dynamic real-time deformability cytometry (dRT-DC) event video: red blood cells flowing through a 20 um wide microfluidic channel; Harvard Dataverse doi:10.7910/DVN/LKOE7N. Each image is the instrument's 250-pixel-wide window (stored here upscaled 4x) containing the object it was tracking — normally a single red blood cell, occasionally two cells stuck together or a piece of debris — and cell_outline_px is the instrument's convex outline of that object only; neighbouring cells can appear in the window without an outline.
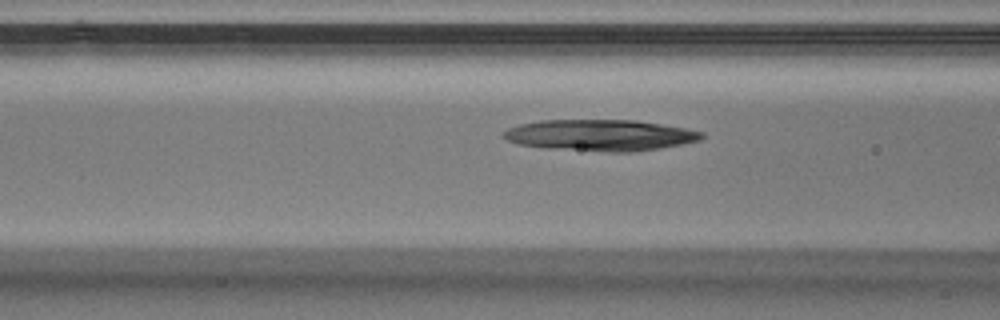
{"species": "Egyptian fruit bat (a non-hibernating species)", "species_latin": "Rousettus aegyptiacus", "temperature_condition": "warm", "stored_images_in_passage": 13, "camera_frame_rate_fps": 3000, "um_per_image_px": 0.085, "animal": {"sex": "male"}, "frame": {"image": 1, "passage_image": 11, "time_ms": 3.333, "image_size_px": [1000, 320], "cell_outline_px": [[704, 136], [700, 140], [684, 144], [660, 148], [628, 152], [612, 152], [556, 148], [520, 144], [508, 140], [500, 136], [500, 132], [508, 128], [520, 124], [540, 120], [636, 120], [684, 128], [704, 132]], "centroid_in_image_um": [51.03, 11.48], "position_along_channel_um": 115.6, "area_um2": 35.84}}